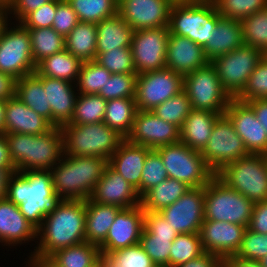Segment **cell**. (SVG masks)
Segmentation results:
<instances>
[{
    "mask_svg": "<svg viewBox=\"0 0 267 267\" xmlns=\"http://www.w3.org/2000/svg\"><path fill=\"white\" fill-rule=\"evenodd\" d=\"M191 187L176 179L167 178L140 197V206L145 212H159L173 204Z\"/></svg>",
    "mask_w": 267,
    "mask_h": 267,
    "instance_id": "cell-32",
    "label": "cell"
},
{
    "mask_svg": "<svg viewBox=\"0 0 267 267\" xmlns=\"http://www.w3.org/2000/svg\"><path fill=\"white\" fill-rule=\"evenodd\" d=\"M183 90L188 95L192 109L208 110L218 114H225L233 99L222 86L210 62L184 75Z\"/></svg>",
    "mask_w": 267,
    "mask_h": 267,
    "instance_id": "cell-11",
    "label": "cell"
},
{
    "mask_svg": "<svg viewBox=\"0 0 267 267\" xmlns=\"http://www.w3.org/2000/svg\"><path fill=\"white\" fill-rule=\"evenodd\" d=\"M167 178V170L164 167L160 154L156 150H151L145 158L140 180V190L137 192L138 195L141 197L149 189Z\"/></svg>",
    "mask_w": 267,
    "mask_h": 267,
    "instance_id": "cell-50",
    "label": "cell"
},
{
    "mask_svg": "<svg viewBox=\"0 0 267 267\" xmlns=\"http://www.w3.org/2000/svg\"><path fill=\"white\" fill-rule=\"evenodd\" d=\"M211 32V38L203 48L210 62L244 45L242 24L239 20L221 17Z\"/></svg>",
    "mask_w": 267,
    "mask_h": 267,
    "instance_id": "cell-28",
    "label": "cell"
},
{
    "mask_svg": "<svg viewBox=\"0 0 267 267\" xmlns=\"http://www.w3.org/2000/svg\"><path fill=\"white\" fill-rule=\"evenodd\" d=\"M112 73L95 60L83 62L76 83L79 94H99Z\"/></svg>",
    "mask_w": 267,
    "mask_h": 267,
    "instance_id": "cell-44",
    "label": "cell"
},
{
    "mask_svg": "<svg viewBox=\"0 0 267 267\" xmlns=\"http://www.w3.org/2000/svg\"><path fill=\"white\" fill-rule=\"evenodd\" d=\"M96 57L113 48L131 47L134 30L119 15L102 20L96 24Z\"/></svg>",
    "mask_w": 267,
    "mask_h": 267,
    "instance_id": "cell-31",
    "label": "cell"
},
{
    "mask_svg": "<svg viewBox=\"0 0 267 267\" xmlns=\"http://www.w3.org/2000/svg\"><path fill=\"white\" fill-rule=\"evenodd\" d=\"M138 74H112L99 94L106 101L117 98H135Z\"/></svg>",
    "mask_w": 267,
    "mask_h": 267,
    "instance_id": "cell-51",
    "label": "cell"
},
{
    "mask_svg": "<svg viewBox=\"0 0 267 267\" xmlns=\"http://www.w3.org/2000/svg\"><path fill=\"white\" fill-rule=\"evenodd\" d=\"M205 163L216 174L224 166L249 155L226 114L220 115L213 127L207 145L201 151Z\"/></svg>",
    "mask_w": 267,
    "mask_h": 267,
    "instance_id": "cell-13",
    "label": "cell"
},
{
    "mask_svg": "<svg viewBox=\"0 0 267 267\" xmlns=\"http://www.w3.org/2000/svg\"><path fill=\"white\" fill-rule=\"evenodd\" d=\"M215 175L253 203L267 201L266 155L249 154L224 166Z\"/></svg>",
    "mask_w": 267,
    "mask_h": 267,
    "instance_id": "cell-8",
    "label": "cell"
},
{
    "mask_svg": "<svg viewBox=\"0 0 267 267\" xmlns=\"http://www.w3.org/2000/svg\"><path fill=\"white\" fill-rule=\"evenodd\" d=\"M53 127L46 118L38 115L15 95L5 101L4 134L41 135Z\"/></svg>",
    "mask_w": 267,
    "mask_h": 267,
    "instance_id": "cell-26",
    "label": "cell"
},
{
    "mask_svg": "<svg viewBox=\"0 0 267 267\" xmlns=\"http://www.w3.org/2000/svg\"><path fill=\"white\" fill-rule=\"evenodd\" d=\"M15 96L52 124V111L50 104H47V91L34 73L16 80Z\"/></svg>",
    "mask_w": 267,
    "mask_h": 267,
    "instance_id": "cell-34",
    "label": "cell"
},
{
    "mask_svg": "<svg viewBox=\"0 0 267 267\" xmlns=\"http://www.w3.org/2000/svg\"><path fill=\"white\" fill-rule=\"evenodd\" d=\"M159 213L179 233H199L204 222V187L190 188Z\"/></svg>",
    "mask_w": 267,
    "mask_h": 267,
    "instance_id": "cell-16",
    "label": "cell"
},
{
    "mask_svg": "<svg viewBox=\"0 0 267 267\" xmlns=\"http://www.w3.org/2000/svg\"><path fill=\"white\" fill-rule=\"evenodd\" d=\"M89 199L120 208L140 205V196L137 190L109 164L106 166L101 179L95 185Z\"/></svg>",
    "mask_w": 267,
    "mask_h": 267,
    "instance_id": "cell-22",
    "label": "cell"
},
{
    "mask_svg": "<svg viewBox=\"0 0 267 267\" xmlns=\"http://www.w3.org/2000/svg\"><path fill=\"white\" fill-rule=\"evenodd\" d=\"M96 42V24L79 21L65 37V49L82 62H89L96 60Z\"/></svg>",
    "mask_w": 267,
    "mask_h": 267,
    "instance_id": "cell-35",
    "label": "cell"
},
{
    "mask_svg": "<svg viewBox=\"0 0 267 267\" xmlns=\"http://www.w3.org/2000/svg\"><path fill=\"white\" fill-rule=\"evenodd\" d=\"M16 79L0 72V100L6 101L15 95Z\"/></svg>",
    "mask_w": 267,
    "mask_h": 267,
    "instance_id": "cell-59",
    "label": "cell"
},
{
    "mask_svg": "<svg viewBox=\"0 0 267 267\" xmlns=\"http://www.w3.org/2000/svg\"><path fill=\"white\" fill-rule=\"evenodd\" d=\"M204 49L187 37L169 34L166 68L183 76L207 65Z\"/></svg>",
    "mask_w": 267,
    "mask_h": 267,
    "instance_id": "cell-25",
    "label": "cell"
},
{
    "mask_svg": "<svg viewBox=\"0 0 267 267\" xmlns=\"http://www.w3.org/2000/svg\"><path fill=\"white\" fill-rule=\"evenodd\" d=\"M220 115L208 110L192 109L180 128V141L191 149L202 151Z\"/></svg>",
    "mask_w": 267,
    "mask_h": 267,
    "instance_id": "cell-29",
    "label": "cell"
},
{
    "mask_svg": "<svg viewBox=\"0 0 267 267\" xmlns=\"http://www.w3.org/2000/svg\"><path fill=\"white\" fill-rule=\"evenodd\" d=\"M78 22V16L72 9L71 4L67 0H57L52 28L58 34L66 37Z\"/></svg>",
    "mask_w": 267,
    "mask_h": 267,
    "instance_id": "cell-53",
    "label": "cell"
},
{
    "mask_svg": "<svg viewBox=\"0 0 267 267\" xmlns=\"http://www.w3.org/2000/svg\"><path fill=\"white\" fill-rule=\"evenodd\" d=\"M129 142L156 150L180 141V128L166 122L151 111L138 110L130 134Z\"/></svg>",
    "mask_w": 267,
    "mask_h": 267,
    "instance_id": "cell-17",
    "label": "cell"
},
{
    "mask_svg": "<svg viewBox=\"0 0 267 267\" xmlns=\"http://www.w3.org/2000/svg\"><path fill=\"white\" fill-rule=\"evenodd\" d=\"M184 88V76L170 69L137 75L135 102L138 110L151 111Z\"/></svg>",
    "mask_w": 267,
    "mask_h": 267,
    "instance_id": "cell-14",
    "label": "cell"
},
{
    "mask_svg": "<svg viewBox=\"0 0 267 267\" xmlns=\"http://www.w3.org/2000/svg\"><path fill=\"white\" fill-rule=\"evenodd\" d=\"M169 33L168 26L134 31L131 50L137 74L166 68Z\"/></svg>",
    "mask_w": 267,
    "mask_h": 267,
    "instance_id": "cell-15",
    "label": "cell"
},
{
    "mask_svg": "<svg viewBox=\"0 0 267 267\" xmlns=\"http://www.w3.org/2000/svg\"><path fill=\"white\" fill-rule=\"evenodd\" d=\"M150 151L151 149L146 146L124 139L108 160V164L138 192L145 158Z\"/></svg>",
    "mask_w": 267,
    "mask_h": 267,
    "instance_id": "cell-27",
    "label": "cell"
},
{
    "mask_svg": "<svg viewBox=\"0 0 267 267\" xmlns=\"http://www.w3.org/2000/svg\"><path fill=\"white\" fill-rule=\"evenodd\" d=\"M100 267H157L140 244L113 252H100Z\"/></svg>",
    "mask_w": 267,
    "mask_h": 267,
    "instance_id": "cell-38",
    "label": "cell"
},
{
    "mask_svg": "<svg viewBox=\"0 0 267 267\" xmlns=\"http://www.w3.org/2000/svg\"><path fill=\"white\" fill-rule=\"evenodd\" d=\"M80 22L98 24L118 14L116 0H67Z\"/></svg>",
    "mask_w": 267,
    "mask_h": 267,
    "instance_id": "cell-41",
    "label": "cell"
},
{
    "mask_svg": "<svg viewBox=\"0 0 267 267\" xmlns=\"http://www.w3.org/2000/svg\"><path fill=\"white\" fill-rule=\"evenodd\" d=\"M219 267H226V265L224 263H222Z\"/></svg>",
    "mask_w": 267,
    "mask_h": 267,
    "instance_id": "cell-71",
    "label": "cell"
},
{
    "mask_svg": "<svg viewBox=\"0 0 267 267\" xmlns=\"http://www.w3.org/2000/svg\"><path fill=\"white\" fill-rule=\"evenodd\" d=\"M86 200H62L37 229L29 256L50 257L57 250L86 242Z\"/></svg>",
    "mask_w": 267,
    "mask_h": 267,
    "instance_id": "cell-1",
    "label": "cell"
},
{
    "mask_svg": "<svg viewBox=\"0 0 267 267\" xmlns=\"http://www.w3.org/2000/svg\"><path fill=\"white\" fill-rule=\"evenodd\" d=\"M34 74L42 81L44 90L47 91V104H50L52 111V125L61 127L68 123L79 94L76 84L41 76L37 71Z\"/></svg>",
    "mask_w": 267,
    "mask_h": 267,
    "instance_id": "cell-24",
    "label": "cell"
},
{
    "mask_svg": "<svg viewBox=\"0 0 267 267\" xmlns=\"http://www.w3.org/2000/svg\"><path fill=\"white\" fill-rule=\"evenodd\" d=\"M171 0H121L118 14L134 30L167 27Z\"/></svg>",
    "mask_w": 267,
    "mask_h": 267,
    "instance_id": "cell-19",
    "label": "cell"
},
{
    "mask_svg": "<svg viewBox=\"0 0 267 267\" xmlns=\"http://www.w3.org/2000/svg\"><path fill=\"white\" fill-rule=\"evenodd\" d=\"M248 228L260 234H267V201L254 203Z\"/></svg>",
    "mask_w": 267,
    "mask_h": 267,
    "instance_id": "cell-57",
    "label": "cell"
},
{
    "mask_svg": "<svg viewBox=\"0 0 267 267\" xmlns=\"http://www.w3.org/2000/svg\"><path fill=\"white\" fill-rule=\"evenodd\" d=\"M246 226L226 221L204 220L199 236L204 252L213 253L222 260L238 252Z\"/></svg>",
    "mask_w": 267,
    "mask_h": 267,
    "instance_id": "cell-18",
    "label": "cell"
},
{
    "mask_svg": "<svg viewBox=\"0 0 267 267\" xmlns=\"http://www.w3.org/2000/svg\"><path fill=\"white\" fill-rule=\"evenodd\" d=\"M191 111V102L184 90L151 110L159 118L179 128L182 127V124Z\"/></svg>",
    "mask_w": 267,
    "mask_h": 267,
    "instance_id": "cell-45",
    "label": "cell"
},
{
    "mask_svg": "<svg viewBox=\"0 0 267 267\" xmlns=\"http://www.w3.org/2000/svg\"><path fill=\"white\" fill-rule=\"evenodd\" d=\"M144 216L145 211L140 205L122 208L109 228L105 241L99 246L100 252H113L139 244Z\"/></svg>",
    "mask_w": 267,
    "mask_h": 267,
    "instance_id": "cell-21",
    "label": "cell"
},
{
    "mask_svg": "<svg viewBox=\"0 0 267 267\" xmlns=\"http://www.w3.org/2000/svg\"><path fill=\"white\" fill-rule=\"evenodd\" d=\"M107 101L98 94H78L71 120L67 124H93L104 121Z\"/></svg>",
    "mask_w": 267,
    "mask_h": 267,
    "instance_id": "cell-39",
    "label": "cell"
},
{
    "mask_svg": "<svg viewBox=\"0 0 267 267\" xmlns=\"http://www.w3.org/2000/svg\"><path fill=\"white\" fill-rule=\"evenodd\" d=\"M173 3L199 2L203 0H171Z\"/></svg>",
    "mask_w": 267,
    "mask_h": 267,
    "instance_id": "cell-68",
    "label": "cell"
},
{
    "mask_svg": "<svg viewBox=\"0 0 267 267\" xmlns=\"http://www.w3.org/2000/svg\"><path fill=\"white\" fill-rule=\"evenodd\" d=\"M37 240V229L20 212L18 205L7 198L0 200V243L2 247L16 248Z\"/></svg>",
    "mask_w": 267,
    "mask_h": 267,
    "instance_id": "cell-23",
    "label": "cell"
},
{
    "mask_svg": "<svg viewBox=\"0 0 267 267\" xmlns=\"http://www.w3.org/2000/svg\"><path fill=\"white\" fill-rule=\"evenodd\" d=\"M91 267H100L99 261L97 260Z\"/></svg>",
    "mask_w": 267,
    "mask_h": 267,
    "instance_id": "cell-70",
    "label": "cell"
},
{
    "mask_svg": "<svg viewBox=\"0 0 267 267\" xmlns=\"http://www.w3.org/2000/svg\"><path fill=\"white\" fill-rule=\"evenodd\" d=\"M223 260L213 253L204 252L199 257L176 267H219Z\"/></svg>",
    "mask_w": 267,
    "mask_h": 267,
    "instance_id": "cell-58",
    "label": "cell"
},
{
    "mask_svg": "<svg viewBox=\"0 0 267 267\" xmlns=\"http://www.w3.org/2000/svg\"><path fill=\"white\" fill-rule=\"evenodd\" d=\"M175 238L153 236L143 229L139 244L157 267H169L170 248Z\"/></svg>",
    "mask_w": 267,
    "mask_h": 267,
    "instance_id": "cell-48",
    "label": "cell"
},
{
    "mask_svg": "<svg viewBox=\"0 0 267 267\" xmlns=\"http://www.w3.org/2000/svg\"><path fill=\"white\" fill-rule=\"evenodd\" d=\"M217 12L224 18L241 21L267 8V0H212Z\"/></svg>",
    "mask_w": 267,
    "mask_h": 267,
    "instance_id": "cell-47",
    "label": "cell"
},
{
    "mask_svg": "<svg viewBox=\"0 0 267 267\" xmlns=\"http://www.w3.org/2000/svg\"><path fill=\"white\" fill-rule=\"evenodd\" d=\"M5 101L0 100V134H4Z\"/></svg>",
    "mask_w": 267,
    "mask_h": 267,
    "instance_id": "cell-66",
    "label": "cell"
},
{
    "mask_svg": "<svg viewBox=\"0 0 267 267\" xmlns=\"http://www.w3.org/2000/svg\"><path fill=\"white\" fill-rule=\"evenodd\" d=\"M0 168H15L9 156L8 144L4 134H0Z\"/></svg>",
    "mask_w": 267,
    "mask_h": 267,
    "instance_id": "cell-62",
    "label": "cell"
},
{
    "mask_svg": "<svg viewBox=\"0 0 267 267\" xmlns=\"http://www.w3.org/2000/svg\"><path fill=\"white\" fill-rule=\"evenodd\" d=\"M226 267H262L259 261L229 256L223 260Z\"/></svg>",
    "mask_w": 267,
    "mask_h": 267,
    "instance_id": "cell-61",
    "label": "cell"
},
{
    "mask_svg": "<svg viewBox=\"0 0 267 267\" xmlns=\"http://www.w3.org/2000/svg\"><path fill=\"white\" fill-rule=\"evenodd\" d=\"M121 209L115 205L101 204L86 199V242L99 247L105 241L109 228Z\"/></svg>",
    "mask_w": 267,
    "mask_h": 267,
    "instance_id": "cell-30",
    "label": "cell"
},
{
    "mask_svg": "<svg viewBox=\"0 0 267 267\" xmlns=\"http://www.w3.org/2000/svg\"><path fill=\"white\" fill-rule=\"evenodd\" d=\"M107 165L108 159L103 157L63 154L50 170L54 191L63 200L89 199Z\"/></svg>",
    "mask_w": 267,
    "mask_h": 267,
    "instance_id": "cell-4",
    "label": "cell"
},
{
    "mask_svg": "<svg viewBox=\"0 0 267 267\" xmlns=\"http://www.w3.org/2000/svg\"><path fill=\"white\" fill-rule=\"evenodd\" d=\"M137 111L135 98L108 100L103 122L126 139L132 130Z\"/></svg>",
    "mask_w": 267,
    "mask_h": 267,
    "instance_id": "cell-36",
    "label": "cell"
},
{
    "mask_svg": "<svg viewBox=\"0 0 267 267\" xmlns=\"http://www.w3.org/2000/svg\"><path fill=\"white\" fill-rule=\"evenodd\" d=\"M64 154L96 156L110 159L125 139L104 122L93 124H64L61 127Z\"/></svg>",
    "mask_w": 267,
    "mask_h": 267,
    "instance_id": "cell-5",
    "label": "cell"
},
{
    "mask_svg": "<svg viewBox=\"0 0 267 267\" xmlns=\"http://www.w3.org/2000/svg\"><path fill=\"white\" fill-rule=\"evenodd\" d=\"M36 68L28 29L11 20L0 34V72L18 80L35 73Z\"/></svg>",
    "mask_w": 267,
    "mask_h": 267,
    "instance_id": "cell-10",
    "label": "cell"
},
{
    "mask_svg": "<svg viewBox=\"0 0 267 267\" xmlns=\"http://www.w3.org/2000/svg\"><path fill=\"white\" fill-rule=\"evenodd\" d=\"M236 99L246 103L251 100L267 99V54L260 60Z\"/></svg>",
    "mask_w": 267,
    "mask_h": 267,
    "instance_id": "cell-49",
    "label": "cell"
},
{
    "mask_svg": "<svg viewBox=\"0 0 267 267\" xmlns=\"http://www.w3.org/2000/svg\"><path fill=\"white\" fill-rule=\"evenodd\" d=\"M8 22H10L8 9L0 5V34Z\"/></svg>",
    "mask_w": 267,
    "mask_h": 267,
    "instance_id": "cell-65",
    "label": "cell"
},
{
    "mask_svg": "<svg viewBox=\"0 0 267 267\" xmlns=\"http://www.w3.org/2000/svg\"><path fill=\"white\" fill-rule=\"evenodd\" d=\"M4 136L16 172L51 170L64 154L60 127L41 135L8 133Z\"/></svg>",
    "mask_w": 267,
    "mask_h": 267,
    "instance_id": "cell-3",
    "label": "cell"
},
{
    "mask_svg": "<svg viewBox=\"0 0 267 267\" xmlns=\"http://www.w3.org/2000/svg\"><path fill=\"white\" fill-rule=\"evenodd\" d=\"M225 114L230 118L238 136L243 140L249 154L267 155V133L246 102L233 98Z\"/></svg>",
    "mask_w": 267,
    "mask_h": 267,
    "instance_id": "cell-20",
    "label": "cell"
},
{
    "mask_svg": "<svg viewBox=\"0 0 267 267\" xmlns=\"http://www.w3.org/2000/svg\"><path fill=\"white\" fill-rule=\"evenodd\" d=\"M14 0H0V5L4 6L5 8L9 9L12 5Z\"/></svg>",
    "mask_w": 267,
    "mask_h": 267,
    "instance_id": "cell-67",
    "label": "cell"
},
{
    "mask_svg": "<svg viewBox=\"0 0 267 267\" xmlns=\"http://www.w3.org/2000/svg\"><path fill=\"white\" fill-rule=\"evenodd\" d=\"M168 178L181 181L191 188L204 187L215 175L204 161L201 151L191 149L183 142L157 148Z\"/></svg>",
    "mask_w": 267,
    "mask_h": 267,
    "instance_id": "cell-9",
    "label": "cell"
},
{
    "mask_svg": "<svg viewBox=\"0 0 267 267\" xmlns=\"http://www.w3.org/2000/svg\"><path fill=\"white\" fill-rule=\"evenodd\" d=\"M265 53L255 47L242 45L232 52L214 58L210 63L224 89L232 98H236Z\"/></svg>",
    "mask_w": 267,
    "mask_h": 267,
    "instance_id": "cell-12",
    "label": "cell"
},
{
    "mask_svg": "<svg viewBox=\"0 0 267 267\" xmlns=\"http://www.w3.org/2000/svg\"><path fill=\"white\" fill-rule=\"evenodd\" d=\"M53 0H14L8 9L9 20L20 23L30 12ZM13 15V16H12Z\"/></svg>",
    "mask_w": 267,
    "mask_h": 267,
    "instance_id": "cell-56",
    "label": "cell"
},
{
    "mask_svg": "<svg viewBox=\"0 0 267 267\" xmlns=\"http://www.w3.org/2000/svg\"><path fill=\"white\" fill-rule=\"evenodd\" d=\"M57 0L43 4L38 9L30 12L20 23L25 28H48L52 27L56 13Z\"/></svg>",
    "mask_w": 267,
    "mask_h": 267,
    "instance_id": "cell-54",
    "label": "cell"
},
{
    "mask_svg": "<svg viewBox=\"0 0 267 267\" xmlns=\"http://www.w3.org/2000/svg\"><path fill=\"white\" fill-rule=\"evenodd\" d=\"M144 229L153 236L177 237L179 235L159 212H145Z\"/></svg>",
    "mask_w": 267,
    "mask_h": 267,
    "instance_id": "cell-55",
    "label": "cell"
},
{
    "mask_svg": "<svg viewBox=\"0 0 267 267\" xmlns=\"http://www.w3.org/2000/svg\"><path fill=\"white\" fill-rule=\"evenodd\" d=\"M83 62L66 49L42 60L36 68L41 76L77 83Z\"/></svg>",
    "mask_w": 267,
    "mask_h": 267,
    "instance_id": "cell-33",
    "label": "cell"
},
{
    "mask_svg": "<svg viewBox=\"0 0 267 267\" xmlns=\"http://www.w3.org/2000/svg\"><path fill=\"white\" fill-rule=\"evenodd\" d=\"M14 172L15 168H0V200L6 199L8 180Z\"/></svg>",
    "mask_w": 267,
    "mask_h": 267,
    "instance_id": "cell-64",
    "label": "cell"
},
{
    "mask_svg": "<svg viewBox=\"0 0 267 267\" xmlns=\"http://www.w3.org/2000/svg\"><path fill=\"white\" fill-rule=\"evenodd\" d=\"M267 255V234H260L248 227L244 232L241 246L236 257L260 261Z\"/></svg>",
    "mask_w": 267,
    "mask_h": 267,
    "instance_id": "cell-52",
    "label": "cell"
},
{
    "mask_svg": "<svg viewBox=\"0 0 267 267\" xmlns=\"http://www.w3.org/2000/svg\"><path fill=\"white\" fill-rule=\"evenodd\" d=\"M247 103L253 108L256 118L267 133V99L251 100Z\"/></svg>",
    "mask_w": 267,
    "mask_h": 267,
    "instance_id": "cell-60",
    "label": "cell"
},
{
    "mask_svg": "<svg viewBox=\"0 0 267 267\" xmlns=\"http://www.w3.org/2000/svg\"><path fill=\"white\" fill-rule=\"evenodd\" d=\"M99 256L98 246L84 242L59 249L50 258L60 267H91Z\"/></svg>",
    "mask_w": 267,
    "mask_h": 267,
    "instance_id": "cell-40",
    "label": "cell"
},
{
    "mask_svg": "<svg viewBox=\"0 0 267 267\" xmlns=\"http://www.w3.org/2000/svg\"><path fill=\"white\" fill-rule=\"evenodd\" d=\"M262 267H267V255L259 261Z\"/></svg>",
    "mask_w": 267,
    "mask_h": 267,
    "instance_id": "cell-69",
    "label": "cell"
},
{
    "mask_svg": "<svg viewBox=\"0 0 267 267\" xmlns=\"http://www.w3.org/2000/svg\"><path fill=\"white\" fill-rule=\"evenodd\" d=\"M27 29L36 66L45 58L65 49V37L58 34L52 27Z\"/></svg>",
    "mask_w": 267,
    "mask_h": 267,
    "instance_id": "cell-37",
    "label": "cell"
},
{
    "mask_svg": "<svg viewBox=\"0 0 267 267\" xmlns=\"http://www.w3.org/2000/svg\"><path fill=\"white\" fill-rule=\"evenodd\" d=\"M244 45L255 47L267 54V8L242 19Z\"/></svg>",
    "mask_w": 267,
    "mask_h": 267,
    "instance_id": "cell-42",
    "label": "cell"
},
{
    "mask_svg": "<svg viewBox=\"0 0 267 267\" xmlns=\"http://www.w3.org/2000/svg\"><path fill=\"white\" fill-rule=\"evenodd\" d=\"M95 61L112 74H137L131 47L113 48L100 53Z\"/></svg>",
    "mask_w": 267,
    "mask_h": 267,
    "instance_id": "cell-46",
    "label": "cell"
},
{
    "mask_svg": "<svg viewBox=\"0 0 267 267\" xmlns=\"http://www.w3.org/2000/svg\"><path fill=\"white\" fill-rule=\"evenodd\" d=\"M204 253L199 233L179 234L170 248L169 267H176Z\"/></svg>",
    "mask_w": 267,
    "mask_h": 267,
    "instance_id": "cell-43",
    "label": "cell"
},
{
    "mask_svg": "<svg viewBox=\"0 0 267 267\" xmlns=\"http://www.w3.org/2000/svg\"><path fill=\"white\" fill-rule=\"evenodd\" d=\"M254 203L227 186L216 175L204 186V220H217L248 227Z\"/></svg>",
    "mask_w": 267,
    "mask_h": 267,
    "instance_id": "cell-7",
    "label": "cell"
},
{
    "mask_svg": "<svg viewBox=\"0 0 267 267\" xmlns=\"http://www.w3.org/2000/svg\"><path fill=\"white\" fill-rule=\"evenodd\" d=\"M6 198L18 205L26 220L36 229L63 200L54 191L50 170L14 172L8 180Z\"/></svg>",
    "mask_w": 267,
    "mask_h": 267,
    "instance_id": "cell-2",
    "label": "cell"
},
{
    "mask_svg": "<svg viewBox=\"0 0 267 267\" xmlns=\"http://www.w3.org/2000/svg\"><path fill=\"white\" fill-rule=\"evenodd\" d=\"M25 267H60L50 257L28 256Z\"/></svg>",
    "mask_w": 267,
    "mask_h": 267,
    "instance_id": "cell-63",
    "label": "cell"
},
{
    "mask_svg": "<svg viewBox=\"0 0 267 267\" xmlns=\"http://www.w3.org/2000/svg\"><path fill=\"white\" fill-rule=\"evenodd\" d=\"M222 16L212 0L173 3L169 17V34L187 37L205 47Z\"/></svg>",
    "mask_w": 267,
    "mask_h": 267,
    "instance_id": "cell-6",
    "label": "cell"
}]
</instances>
